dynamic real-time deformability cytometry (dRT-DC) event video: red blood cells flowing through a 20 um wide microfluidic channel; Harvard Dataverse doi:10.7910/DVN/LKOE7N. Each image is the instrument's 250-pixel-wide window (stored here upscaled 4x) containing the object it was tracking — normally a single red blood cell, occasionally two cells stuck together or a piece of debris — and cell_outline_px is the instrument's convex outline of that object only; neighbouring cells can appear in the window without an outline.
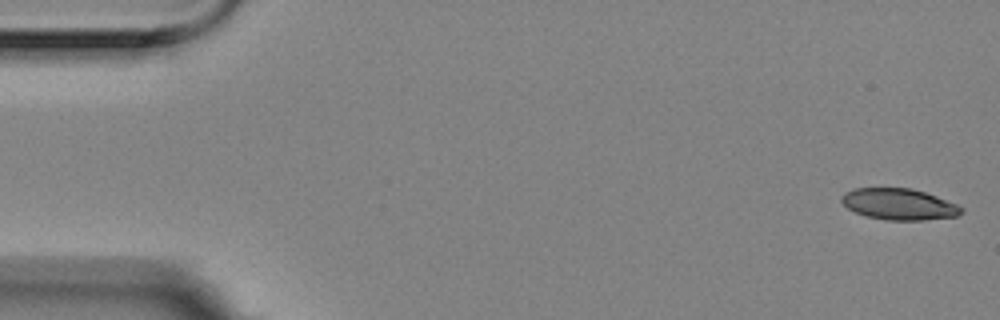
{"species": "Egyptian fruit bat (a non-hibernating species)", "species_latin": "Rousettus aegyptiacus", "temperature_condition": "room temperature", "stored_images_in_passage": 15, "camera_frame_rate_fps": 3000, "um_per_image_px": 0.085, "animal": {"sex": "female"}, "frame": {"image": 1, "passage_image": 1, "time_ms": 0.0, "image_size_px": [1000, 320], "cell_outline_px": [[964, 212], [956, 216], [924, 220], [888, 220], [868, 216], [856, 212], [848, 208], [840, 200], [840, 196], [844, 192], [852, 188], [912, 188], [936, 196], [956, 204], [964, 208]], "centroid_in_image_um": [76.4, 17.35], "position_along_channel_um": 8.6, "area_um2": 21.79}}
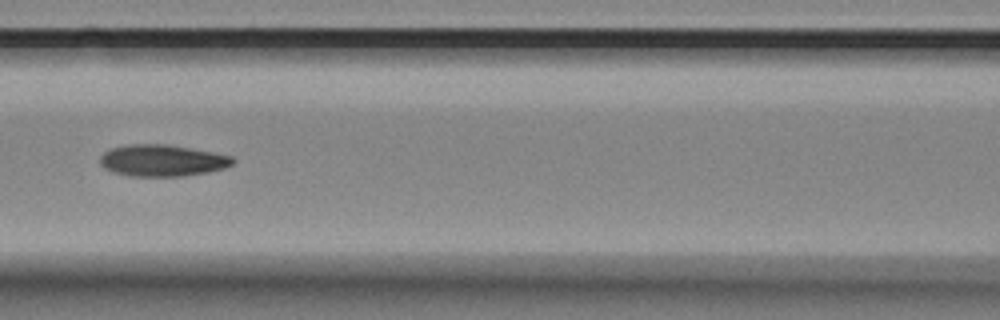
{"frame": {"image": 2, "passage_image": 7, "time_ms": 2.0, "image_size_px": [1000, 320], "cell_outline_px": [[236, 160], [232, 164], [224, 168], [208, 172], [184, 176], [132, 176], [112, 172], [104, 168], [100, 164], [100, 156], [104, 152], [112, 148], [128, 144], [168, 144], [212, 152], [232, 156]], "centroid_in_image_um": [13.78, 13.64], "position_along_channel_um": 152.8, "area_um2": 24.51}}
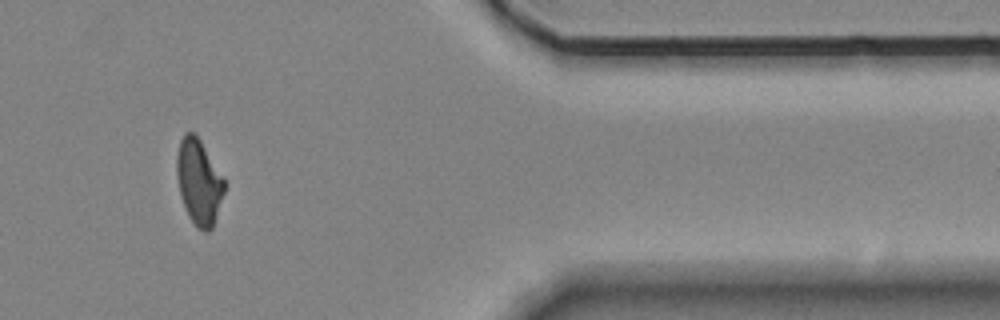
{"frame": {"image": 3, "passage_image": 13, "time_ms": 4.0, "image_size_px": [1000, 320], "cell_outline_px": [[224, 192], [212, 228], [208, 232], [204, 232], [188, 216], [180, 192], [176, 176], [176, 156], [180, 140], [184, 132], [192, 132], [200, 140], [224, 176]], "centroid_in_image_um": [16.9, 15.42], "position_along_channel_um": 394.5, "area_um2": 23.47}}